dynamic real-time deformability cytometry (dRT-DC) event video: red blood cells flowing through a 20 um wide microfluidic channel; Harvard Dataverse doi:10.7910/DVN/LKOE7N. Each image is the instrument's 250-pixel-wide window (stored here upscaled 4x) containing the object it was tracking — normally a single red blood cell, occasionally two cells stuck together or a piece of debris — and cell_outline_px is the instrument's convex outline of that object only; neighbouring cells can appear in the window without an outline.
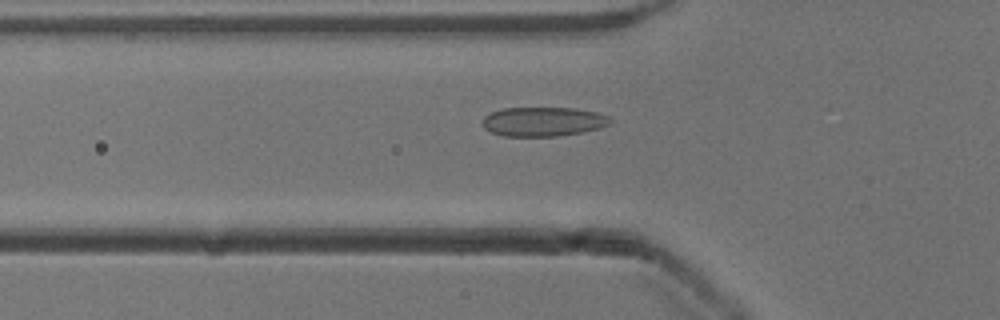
{"species": "common noctule bat (a hibernating species)", "species_latin": "Nyctalus noctula", "temperature_condition": "cold", "stored_images_in_passage": 53, "camera_frame_rate_fps": 3000, "um_per_image_px": 0.085, "animal": {"sex": "male", "body_mass_g": 13.3}, "frame": {"image": 1, "passage_image": 18, "time_ms": 5.667, "image_size_px": [1000, 320], "cell_outline_px": [[612, 120], [608, 124], [600, 128], [580, 132], [556, 136], [504, 136], [492, 132], [484, 128], [480, 124], [484, 116], [492, 112], [504, 108], [576, 108], [596, 112], [608, 116]], "centroid_in_image_um": [46.14, 10.33], "position_along_channel_um": 79.7, "area_um2": 21.73}}
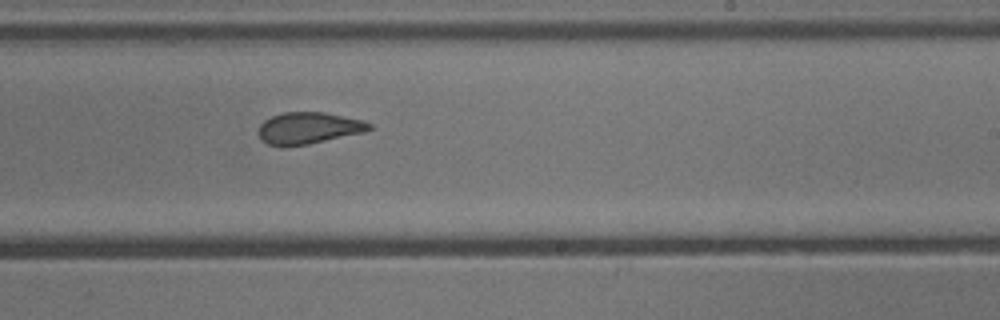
{"frame": {"image": 2, "passage_image": 32, "time_ms": 10.333, "image_size_px": [1000, 320], "cell_outline_px": [[372, 128], [364, 132], [308, 144], [268, 144], [260, 136], [260, 124], [264, 120], [272, 116], [284, 112], [324, 112], [364, 120], [372, 124]], "centroid_in_image_um": [26.3, 10.85], "position_along_channel_um": 262.7, "area_um2": 19.88}}
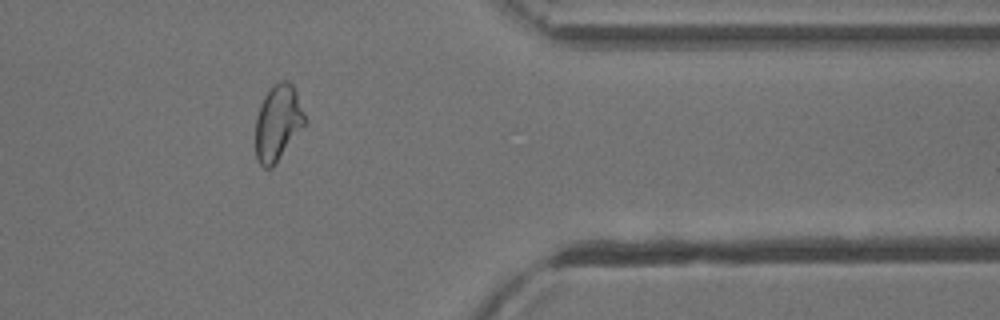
{"frame": {"image": 3, "passage_image": 43, "time_ms": 14.0, "image_size_px": [1000, 320], "cell_outline_px": [[308, 120], [272, 168], [264, 168], [256, 160], [256, 116], [260, 104], [264, 96], [272, 84], [280, 80], [288, 80], [292, 84], [296, 92]], "centroid_in_image_um": [23.62, 10.41], "position_along_channel_um": 387.8, "area_um2": 21.91}, "authors_computed_cell_mechanics": {"area_um2": 22.4264, "velocity_mm_per_s": 3.9068, "shape_relaxation_time_tau1_ms": 8.0233, "shape_relaxation_time_tau2_ms": 1.1939, "deformation_change_tau1": 0.1534, "deformation_change_tau2": 0.0728}}